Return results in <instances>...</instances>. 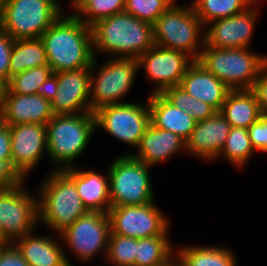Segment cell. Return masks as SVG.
I'll return each instance as SVG.
<instances>
[{
  "mask_svg": "<svg viewBox=\"0 0 267 266\" xmlns=\"http://www.w3.org/2000/svg\"><path fill=\"white\" fill-rule=\"evenodd\" d=\"M52 74L53 71L49 65L30 68L10 78L6 87L14 94H37L38 87Z\"/></svg>",
  "mask_w": 267,
  "mask_h": 266,
  "instance_id": "obj_33",
  "label": "cell"
},
{
  "mask_svg": "<svg viewBox=\"0 0 267 266\" xmlns=\"http://www.w3.org/2000/svg\"><path fill=\"white\" fill-rule=\"evenodd\" d=\"M231 127L248 129L261 116L254 93L248 90H231L219 111Z\"/></svg>",
  "mask_w": 267,
  "mask_h": 266,
  "instance_id": "obj_25",
  "label": "cell"
},
{
  "mask_svg": "<svg viewBox=\"0 0 267 266\" xmlns=\"http://www.w3.org/2000/svg\"><path fill=\"white\" fill-rule=\"evenodd\" d=\"M33 233L13 242L28 266H73L58 238Z\"/></svg>",
  "mask_w": 267,
  "mask_h": 266,
  "instance_id": "obj_23",
  "label": "cell"
},
{
  "mask_svg": "<svg viewBox=\"0 0 267 266\" xmlns=\"http://www.w3.org/2000/svg\"><path fill=\"white\" fill-rule=\"evenodd\" d=\"M37 189L38 221L56 235L88 212L75 183L63 172L51 170Z\"/></svg>",
  "mask_w": 267,
  "mask_h": 266,
  "instance_id": "obj_3",
  "label": "cell"
},
{
  "mask_svg": "<svg viewBox=\"0 0 267 266\" xmlns=\"http://www.w3.org/2000/svg\"><path fill=\"white\" fill-rule=\"evenodd\" d=\"M70 167L62 171L75 183L77 192L88 211L108 213L111 208L109 176L94 170Z\"/></svg>",
  "mask_w": 267,
  "mask_h": 266,
  "instance_id": "obj_21",
  "label": "cell"
},
{
  "mask_svg": "<svg viewBox=\"0 0 267 266\" xmlns=\"http://www.w3.org/2000/svg\"><path fill=\"white\" fill-rule=\"evenodd\" d=\"M49 65L44 44L38 39L14 40L10 56L9 80L30 68Z\"/></svg>",
  "mask_w": 267,
  "mask_h": 266,
  "instance_id": "obj_27",
  "label": "cell"
},
{
  "mask_svg": "<svg viewBox=\"0 0 267 266\" xmlns=\"http://www.w3.org/2000/svg\"><path fill=\"white\" fill-rule=\"evenodd\" d=\"M247 131L256 153L257 151L267 153V115L261 114L259 120L251 124Z\"/></svg>",
  "mask_w": 267,
  "mask_h": 266,
  "instance_id": "obj_36",
  "label": "cell"
},
{
  "mask_svg": "<svg viewBox=\"0 0 267 266\" xmlns=\"http://www.w3.org/2000/svg\"><path fill=\"white\" fill-rule=\"evenodd\" d=\"M110 232L108 213L88 211L58 237L78 259L89 262L99 252L107 254Z\"/></svg>",
  "mask_w": 267,
  "mask_h": 266,
  "instance_id": "obj_12",
  "label": "cell"
},
{
  "mask_svg": "<svg viewBox=\"0 0 267 266\" xmlns=\"http://www.w3.org/2000/svg\"><path fill=\"white\" fill-rule=\"evenodd\" d=\"M147 104L132 102L106 105L94 111L95 128L104 129L115 139L138 147L141 136L150 124V110Z\"/></svg>",
  "mask_w": 267,
  "mask_h": 266,
  "instance_id": "obj_11",
  "label": "cell"
},
{
  "mask_svg": "<svg viewBox=\"0 0 267 266\" xmlns=\"http://www.w3.org/2000/svg\"><path fill=\"white\" fill-rule=\"evenodd\" d=\"M250 90L256 97L261 114L267 115V65L260 71Z\"/></svg>",
  "mask_w": 267,
  "mask_h": 266,
  "instance_id": "obj_38",
  "label": "cell"
},
{
  "mask_svg": "<svg viewBox=\"0 0 267 266\" xmlns=\"http://www.w3.org/2000/svg\"><path fill=\"white\" fill-rule=\"evenodd\" d=\"M150 170L130 153L112 160L108 168L111 206L145 205L155 201Z\"/></svg>",
  "mask_w": 267,
  "mask_h": 266,
  "instance_id": "obj_8",
  "label": "cell"
},
{
  "mask_svg": "<svg viewBox=\"0 0 267 266\" xmlns=\"http://www.w3.org/2000/svg\"><path fill=\"white\" fill-rule=\"evenodd\" d=\"M6 4H7V0H0V21L2 19Z\"/></svg>",
  "mask_w": 267,
  "mask_h": 266,
  "instance_id": "obj_46",
  "label": "cell"
},
{
  "mask_svg": "<svg viewBox=\"0 0 267 266\" xmlns=\"http://www.w3.org/2000/svg\"><path fill=\"white\" fill-rule=\"evenodd\" d=\"M4 246H6V245H0V253H1L2 249L4 248Z\"/></svg>",
  "mask_w": 267,
  "mask_h": 266,
  "instance_id": "obj_48",
  "label": "cell"
},
{
  "mask_svg": "<svg viewBox=\"0 0 267 266\" xmlns=\"http://www.w3.org/2000/svg\"><path fill=\"white\" fill-rule=\"evenodd\" d=\"M231 126L220 112L210 118L196 121L195 128L186 141V152L205 160H217L223 149Z\"/></svg>",
  "mask_w": 267,
  "mask_h": 266,
  "instance_id": "obj_19",
  "label": "cell"
},
{
  "mask_svg": "<svg viewBox=\"0 0 267 266\" xmlns=\"http://www.w3.org/2000/svg\"><path fill=\"white\" fill-rule=\"evenodd\" d=\"M9 130L11 166L21 179H26L44 153L47 154L46 125L25 123L9 126Z\"/></svg>",
  "mask_w": 267,
  "mask_h": 266,
  "instance_id": "obj_16",
  "label": "cell"
},
{
  "mask_svg": "<svg viewBox=\"0 0 267 266\" xmlns=\"http://www.w3.org/2000/svg\"><path fill=\"white\" fill-rule=\"evenodd\" d=\"M168 235L136 238L134 266H166L175 256Z\"/></svg>",
  "mask_w": 267,
  "mask_h": 266,
  "instance_id": "obj_28",
  "label": "cell"
},
{
  "mask_svg": "<svg viewBox=\"0 0 267 266\" xmlns=\"http://www.w3.org/2000/svg\"><path fill=\"white\" fill-rule=\"evenodd\" d=\"M135 149L137 153L130 155L151 168L181 151H186V142L177 134L156 128L150 123Z\"/></svg>",
  "mask_w": 267,
  "mask_h": 266,
  "instance_id": "obj_20",
  "label": "cell"
},
{
  "mask_svg": "<svg viewBox=\"0 0 267 266\" xmlns=\"http://www.w3.org/2000/svg\"><path fill=\"white\" fill-rule=\"evenodd\" d=\"M202 29L205 26L191 4L180 6L173 2L153 24L154 43L165 49L184 52L197 61L205 45V30Z\"/></svg>",
  "mask_w": 267,
  "mask_h": 266,
  "instance_id": "obj_6",
  "label": "cell"
},
{
  "mask_svg": "<svg viewBox=\"0 0 267 266\" xmlns=\"http://www.w3.org/2000/svg\"><path fill=\"white\" fill-rule=\"evenodd\" d=\"M53 116L51 102L38 94H14L6 87L0 100V120L9 126L25 123L46 125Z\"/></svg>",
  "mask_w": 267,
  "mask_h": 266,
  "instance_id": "obj_18",
  "label": "cell"
},
{
  "mask_svg": "<svg viewBox=\"0 0 267 266\" xmlns=\"http://www.w3.org/2000/svg\"><path fill=\"white\" fill-rule=\"evenodd\" d=\"M257 2L239 14L214 20L209 23L211 26H205V44L218 49L249 48L259 14Z\"/></svg>",
  "mask_w": 267,
  "mask_h": 266,
  "instance_id": "obj_15",
  "label": "cell"
},
{
  "mask_svg": "<svg viewBox=\"0 0 267 266\" xmlns=\"http://www.w3.org/2000/svg\"><path fill=\"white\" fill-rule=\"evenodd\" d=\"M160 94L173 106L189 113L196 121L210 118L216 112L204 101L188 94L181 86L166 88Z\"/></svg>",
  "mask_w": 267,
  "mask_h": 266,
  "instance_id": "obj_32",
  "label": "cell"
},
{
  "mask_svg": "<svg viewBox=\"0 0 267 266\" xmlns=\"http://www.w3.org/2000/svg\"><path fill=\"white\" fill-rule=\"evenodd\" d=\"M51 109L54 115L91 112L90 67L58 73V89Z\"/></svg>",
  "mask_w": 267,
  "mask_h": 266,
  "instance_id": "obj_17",
  "label": "cell"
},
{
  "mask_svg": "<svg viewBox=\"0 0 267 266\" xmlns=\"http://www.w3.org/2000/svg\"><path fill=\"white\" fill-rule=\"evenodd\" d=\"M197 61L230 90H248L267 65V55L248 48L218 49L205 44Z\"/></svg>",
  "mask_w": 267,
  "mask_h": 266,
  "instance_id": "obj_5",
  "label": "cell"
},
{
  "mask_svg": "<svg viewBox=\"0 0 267 266\" xmlns=\"http://www.w3.org/2000/svg\"><path fill=\"white\" fill-rule=\"evenodd\" d=\"M256 0H194L191 5L204 26L248 9Z\"/></svg>",
  "mask_w": 267,
  "mask_h": 266,
  "instance_id": "obj_29",
  "label": "cell"
},
{
  "mask_svg": "<svg viewBox=\"0 0 267 266\" xmlns=\"http://www.w3.org/2000/svg\"><path fill=\"white\" fill-rule=\"evenodd\" d=\"M96 59L95 57L90 67L91 112L106 105L127 103L122 102V99L129 93L136 80L140 70L138 59L110 58L100 68L96 67Z\"/></svg>",
  "mask_w": 267,
  "mask_h": 266,
  "instance_id": "obj_7",
  "label": "cell"
},
{
  "mask_svg": "<svg viewBox=\"0 0 267 266\" xmlns=\"http://www.w3.org/2000/svg\"><path fill=\"white\" fill-rule=\"evenodd\" d=\"M14 39L0 29V77L7 83L9 81L10 56Z\"/></svg>",
  "mask_w": 267,
  "mask_h": 266,
  "instance_id": "obj_37",
  "label": "cell"
},
{
  "mask_svg": "<svg viewBox=\"0 0 267 266\" xmlns=\"http://www.w3.org/2000/svg\"><path fill=\"white\" fill-rule=\"evenodd\" d=\"M11 242L5 237L1 227H0V245H8Z\"/></svg>",
  "mask_w": 267,
  "mask_h": 266,
  "instance_id": "obj_44",
  "label": "cell"
},
{
  "mask_svg": "<svg viewBox=\"0 0 267 266\" xmlns=\"http://www.w3.org/2000/svg\"><path fill=\"white\" fill-rule=\"evenodd\" d=\"M0 266H28V263L17 246L10 243L0 253Z\"/></svg>",
  "mask_w": 267,
  "mask_h": 266,
  "instance_id": "obj_39",
  "label": "cell"
},
{
  "mask_svg": "<svg viewBox=\"0 0 267 266\" xmlns=\"http://www.w3.org/2000/svg\"><path fill=\"white\" fill-rule=\"evenodd\" d=\"M148 105L153 126L171 131L185 142L188 140L196 125L189 113L170 104L160 93L149 94Z\"/></svg>",
  "mask_w": 267,
  "mask_h": 266,
  "instance_id": "obj_24",
  "label": "cell"
},
{
  "mask_svg": "<svg viewBox=\"0 0 267 266\" xmlns=\"http://www.w3.org/2000/svg\"><path fill=\"white\" fill-rule=\"evenodd\" d=\"M24 181L0 189V227L11 243L34 232L39 223L38 198L27 193Z\"/></svg>",
  "mask_w": 267,
  "mask_h": 266,
  "instance_id": "obj_10",
  "label": "cell"
},
{
  "mask_svg": "<svg viewBox=\"0 0 267 266\" xmlns=\"http://www.w3.org/2000/svg\"><path fill=\"white\" fill-rule=\"evenodd\" d=\"M40 39L53 73L91 67L95 59L92 29L72 12L62 14Z\"/></svg>",
  "mask_w": 267,
  "mask_h": 266,
  "instance_id": "obj_1",
  "label": "cell"
},
{
  "mask_svg": "<svg viewBox=\"0 0 267 266\" xmlns=\"http://www.w3.org/2000/svg\"><path fill=\"white\" fill-rule=\"evenodd\" d=\"M180 86L191 96L202 100L219 112L231 91L222 81L208 72L198 61L186 70Z\"/></svg>",
  "mask_w": 267,
  "mask_h": 266,
  "instance_id": "obj_22",
  "label": "cell"
},
{
  "mask_svg": "<svg viewBox=\"0 0 267 266\" xmlns=\"http://www.w3.org/2000/svg\"><path fill=\"white\" fill-rule=\"evenodd\" d=\"M0 160L11 165V136L9 125L0 120Z\"/></svg>",
  "mask_w": 267,
  "mask_h": 266,
  "instance_id": "obj_41",
  "label": "cell"
},
{
  "mask_svg": "<svg viewBox=\"0 0 267 266\" xmlns=\"http://www.w3.org/2000/svg\"><path fill=\"white\" fill-rule=\"evenodd\" d=\"M6 90V82L0 77V100L5 93Z\"/></svg>",
  "mask_w": 267,
  "mask_h": 266,
  "instance_id": "obj_45",
  "label": "cell"
},
{
  "mask_svg": "<svg viewBox=\"0 0 267 266\" xmlns=\"http://www.w3.org/2000/svg\"><path fill=\"white\" fill-rule=\"evenodd\" d=\"M57 0H7L0 29L14 40L38 39L63 14Z\"/></svg>",
  "mask_w": 267,
  "mask_h": 266,
  "instance_id": "obj_9",
  "label": "cell"
},
{
  "mask_svg": "<svg viewBox=\"0 0 267 266\" xmlns=\"http://www.w3.org/2000/svg\"><path fill=\"white\" fill-rule=\"evenodd\" d=\"M94 112L54 115L46 124L47 156L57 168L74 167L95 133Z\"/></svg>",
  "mask_w": 267,
  "mask_h": 266,
  "instance_id": "obj_4",
  "label": "cell"
},
{
  "mask_svg": "<svg viewBox=\"0 0 267 266\" xmlns=\"http://www.w3.org/2000/svg\"><path fill=\"white\" fill-rule=\"evenodd\" d=\"M70 1H71L70 2V6H73L76 3L77 0H70Z\"/></svg>",
  "mask_w": 267,
  "mask_h": 266,
  "instance_id": "obj_47",
  "label": "cell"
},
{
  "mask_svg": "<svg viewBox=\"0 0 267 266\" xmlns=\"http://www.w3.org/2000/svg\"><path fill=\"white\" fill-rule=\"evenodd\" d=\"M254 152L247 129L231 127L226 143L217 159L224 157L228 162L241 168L244 164L246 165L250 157L252 158Z\"/></svg>",
  "mask_w": 267,
  "mask_h": 266,
  "instance_id": "obj_31",
  "label": "cell"
},
{
  "mask_svg": "<svg viewBox=\"0 0 267 266\" xmlns=\"http://www.w3.org/2000/svg\"><path fill=\"white\" fill-rule=\"evenodd\" d=\"M174 0H126L125 12L150 24L173 4Z\"/></svg>",
  "mask_w": 267,
  "mask_h": 266,
  "instance_id": "obj_35",
  "label": "cell"
},
{
  "mask_svg": "<svg viewBox=\"0 0 267 266\" xmlns=\"http://www.w3.org/2000/svg\"><path fill=\"white\" fill-rule=\"evenodd\" d=\"M136 238L110 232L106 260L111 266H134Z\"/></svg>",
  "mask_w": 267,
  "mask_h": 266,
  "instance_id": "obj_34",
  "label": "cell"
},
{
  "mask_svg": "<svg viewBox=\"0 0 267 266\" xmlns=\"http://www.w3.org/2000/svg\"><path fill=\"white\" fill-rule=\"evenodd\" d=\"M194 60L186 53L154 45L138 58L139 69L145 71L146 79L155 86L149 94L180 86L187 68Z\"/></svg>",
  "mask_w": 267,
  "mask_h": 266,
  "instance_id": "obj_14",
  "label": "cell"
},
{
  "mask_svg": "<svg viewBox=\"0 0 267 266\" xmlns=\"http://www.w3.org/2000/svg\"><path fill=\"white\" fill-rule=\"evenodd\" d=\"M166 266H186L176 255L168 262Z\"/></svg>",
  "mask_w": 267,
  "mask_h": 266,
  "instance_id": "obj_43",
  "label": "cell"
},
{
  "mask_svg": "<svg viewBox=\"0 0 267 266\" xmlns=\"http://www.w3.org/2000/svg\"><path fill=\"white\" fill-rule=\"evenodd\" d=\"M57 89H58V73H53L44 81L42 85L38 87L37 94L51 102L55 97V95L57 94Z\"/></svg>",
  "mask_w": 267,
  "mask_h": 266,
  "instance_id": "obj_42",
  "label": "cell"
},
{
  "mask_svg": "<svg viewBox=\"0 0 267 266\" xmlns=\"http://www.w3.org/2000/svg\"><path fill=\"white\" fill-rule=\"evenodd\" d=\"M125 5L126 0H77L71 8L78 19L91 27L98 20L123 12Z\"/></svg>",
  "mask_w": 267,
  "mask_h": 266,
  "instance_id": "obj_30",
  "label": "cell"
},
{
  "mask_svg": "<svg viewBox=\"0 0 267 266\" xmlns=\"http://www.w3.org/2000/svg\"><path fill=\"white\" fill-rule=\"evenodd\" d=\"M175 255L186 266H238L236 256L226 246L185 245Z\"/></svg>",
  "mask_w": 267,
  "mask_h": 266,
  "instance_id": "obj_26",
  "label": "cell"
},
{
  "mask_svg": "<svg viewBox=\"0 0 267 266\" xmlns=\"http://www.w3.org/2000/svg\"><path fill=\"white\" fill-rule=\"evenodd\" d=\"M21 180L20 176L7 161L0 160V189L12 187Z\"/></svg>",
  "mask_w": 267,
  "mask_h": 266,
  "instance_id": "obj_40",
  "label": "cell"
},
{
  "mask_svg": "<svg viewBox=\"0 0 267 266\" xmlns=\"http://www.w3.org/2000/svg\"><path fill=\"white\" fill-rule=\"evenodd\" d=\"M93 52L112 58H139L154 43L153 25L123 11L98 20L91 26Z\"/></svg>",
  "mask_w": 267,
  "mask_h": 266,
  "instance_id": "obj_2",
  "label": "cell"
},
{
  "mask_svg": "<svg viewBox=\"0 0 267 266\" xmlns=\"http://www.w3.org/2000/svg\"><path fill=\"white\" fill-rule=\"evenodd\" d=\"M155 203L111 206L108 211L111 233L137 239L168 235L170 219Z\"/></svg>",
  "mask_w": 267,
  "mask_h": 266,
  "instance_id": "obj_13",
  "label": "cell"
}]
</instances>
